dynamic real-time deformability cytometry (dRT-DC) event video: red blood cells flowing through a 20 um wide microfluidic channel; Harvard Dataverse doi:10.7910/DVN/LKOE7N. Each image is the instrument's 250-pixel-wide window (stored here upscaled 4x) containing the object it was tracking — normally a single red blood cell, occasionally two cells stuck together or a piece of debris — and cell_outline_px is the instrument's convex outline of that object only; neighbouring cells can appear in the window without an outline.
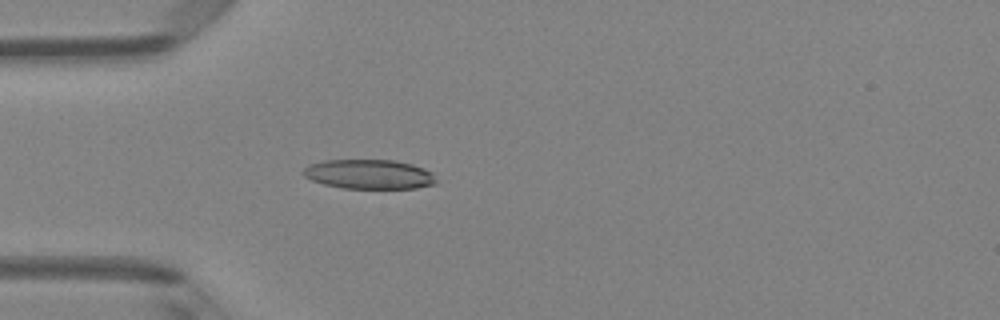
{"species": "Egyptian fruit bat (a non-hibernating species)", "species_latin": "Rousettus aegyptiacus", "temperature_condition": "room temperature", "stored_images_in_passage": 2, "camera_frame_rate_fps": 3000, "um_per_image_px": 0.085, "animal": {"sex": "female"}, "frame": {"image": 1, "passage_image": 2, "time_ms": 0.333, "image_size_px": [1000, 320], "cell_outline_px": [[436, 184], [416, 188], [344, 188], [324, 184], [312, 180], [304, 176], [304, 168], [308, 164], [324, 160], [396, 160], [412, 164], [424, 168], [432, 172], [436, 180]], "centroid_in_image_um": [31.39, 14.8], "position_along_channel_um": 53.6, "area_um2": 22.83}}